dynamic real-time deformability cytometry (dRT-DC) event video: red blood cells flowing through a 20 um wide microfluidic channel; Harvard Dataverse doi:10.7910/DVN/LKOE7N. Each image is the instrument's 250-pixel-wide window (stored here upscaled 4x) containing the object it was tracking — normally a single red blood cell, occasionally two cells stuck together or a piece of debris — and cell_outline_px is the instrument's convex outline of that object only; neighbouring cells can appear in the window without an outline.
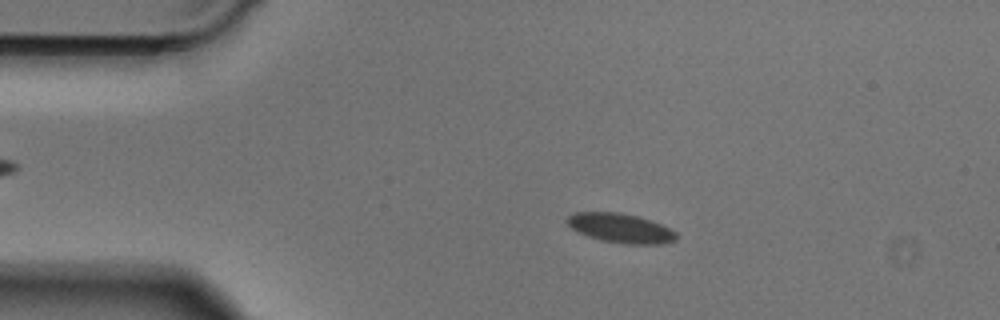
{"species": "Egyptian fruit bat (a non-hibernating species)", "species_latin": "Rousettus aegyptiacus", "temperature_condition": "cold", "stored_images_in_passage": 49, "camera_frame_rate_fps": 3000, "um_per_image_px": 0.085, "animal": {"sex": "male"}, "frame": {"image": 1, "passage_image": 9, "time_ms": 2.667, "image_size_px": [1000, 320], "cell_outline_px": [[676, 240], [660, 244], [628, 244], [600, 240], [588, 236], [572, 228], [564, 220], [572, 212], [620, 212], [636, 216], [660, 224], [676, 232]], "centroid_in_image_um": [52.71, 19.38], "position_along_channel_um": 32.3, "area_um2": 18.5}}
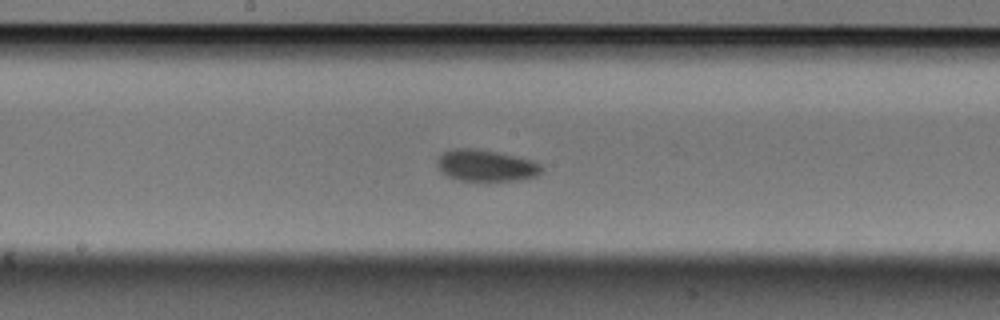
{"frame": {"image": 2, "passage_image": 25, "time_ms": 8.0, "image_size_px": [1000, 320], "cell_outline_px": [[544, 168], [536, 176], [520, 180], [460, 180], [448, 176], [440, 172], [436, 164], [436, 160], [444, 152], [452, 148], [476, 148], [496, 152], [532, 160], [540, 164]], "centroid_in_image_um": [41.28, 14.06], "position_along_channel_um": 206.9, "area_um2": 19.13}}
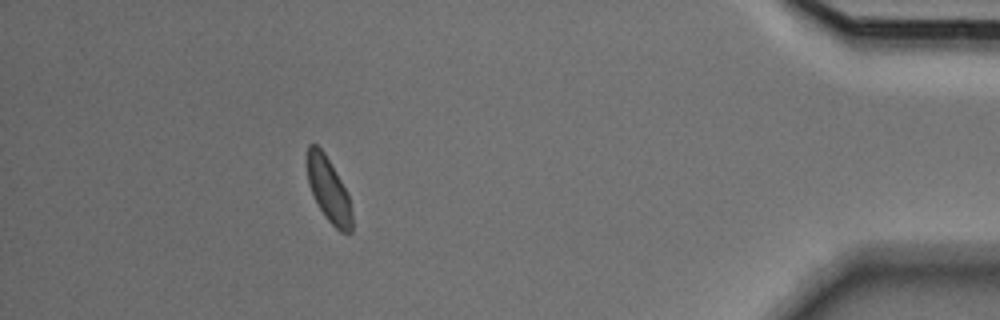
{"frame": {"image": 3, "passage_image": 44, "time_ms": 14.333, "image_size_px": [1000, 320], "cell_outline_px": [[352, 232], [340, 232], [324, 216], [308, 184], [304, 160], [308, 144], [316, 144], [324, 152], [336, 172], [348, 196], [352, 212]], "centroid_in_image_um": [27.88, 16.07], "position_along_channel_um": 407.3, "area_um2": 16.94}}